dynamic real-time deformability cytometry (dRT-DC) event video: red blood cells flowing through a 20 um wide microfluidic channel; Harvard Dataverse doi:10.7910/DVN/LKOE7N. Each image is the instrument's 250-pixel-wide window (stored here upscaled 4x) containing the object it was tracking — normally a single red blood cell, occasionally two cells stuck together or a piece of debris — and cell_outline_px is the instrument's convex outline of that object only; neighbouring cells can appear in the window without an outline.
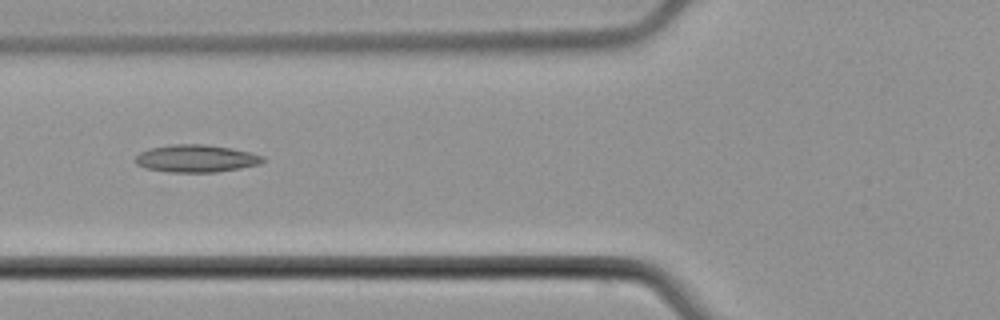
{"species": "common noctule bat (a hibernating species)", "species_latin": "Nyctalus noctula", "temperature_condition": "cold", "stored_images_in_passage": 6, "camera_frame_rate_fps": 3000, "um_per_image_px": 0.085, "animal": {"sex": "male", "body_mass_g": 21.5, "forearm_length_mm": 52.0}, "frame": {"image": 1, "passage_image": 4, "time_ms": 3.667, "image_size_px": [1000, 320], "cell_outline_px": [[264, 160], [260, 164], [240, 168], [216, 172], [172, 172], [144, 168], [136, 164], [136, 156], [140, 152], [148, 148], [168, 144], [204, 144], [232, 148], [264, 156]], "centroid_in_image_um": [16.64, 13.46], "position_along_channel_um": 109.2, "area_um2": 20.46}}
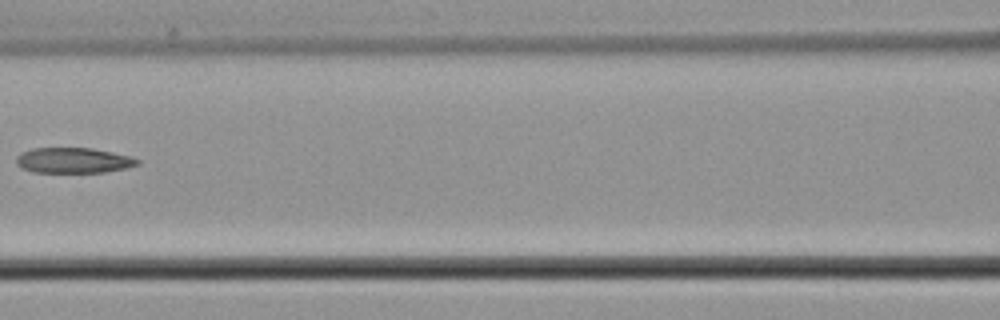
{"frame": {"image": 2, "passage_image": 5, "time_ms": 5.0, "image_size_px": [1000, 320], "cell_outline_px": [[140, 164], [124, 168], [104, 172], [32, 172], [20, 168], [16, 164], [16, 156], [20, 152], [32, 148], [92, 148], [112, 152], [128, 156], [140, 160]], "centroid_in_image_um": [6.17, 13.63], "position_along_channel_um": 160.4, "area_um2": 17.98}}
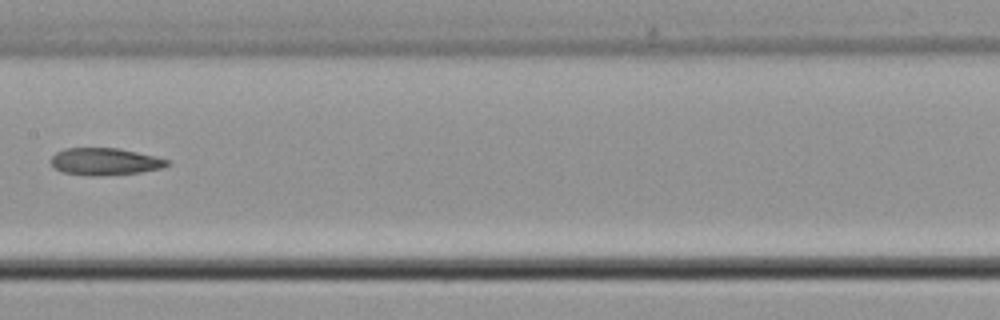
{"frame": {"image": 3, "passage_image": 6, "time_ms": 6.0, "image_size_px": [1000, 320], "cell_outline_px": [[172, 164], [160, 168], [140, 172], [100, 176], [88, 176], [64, 172], [56, 168], [52, 164], [52, 156], [56, 152], [64, 148], [120, 148], [156, 156], [172, 160]], "centroid_in_image_um": [8.98, 13.73], "position_along_channel_um": 198.4, "area_um2": 18.5}}